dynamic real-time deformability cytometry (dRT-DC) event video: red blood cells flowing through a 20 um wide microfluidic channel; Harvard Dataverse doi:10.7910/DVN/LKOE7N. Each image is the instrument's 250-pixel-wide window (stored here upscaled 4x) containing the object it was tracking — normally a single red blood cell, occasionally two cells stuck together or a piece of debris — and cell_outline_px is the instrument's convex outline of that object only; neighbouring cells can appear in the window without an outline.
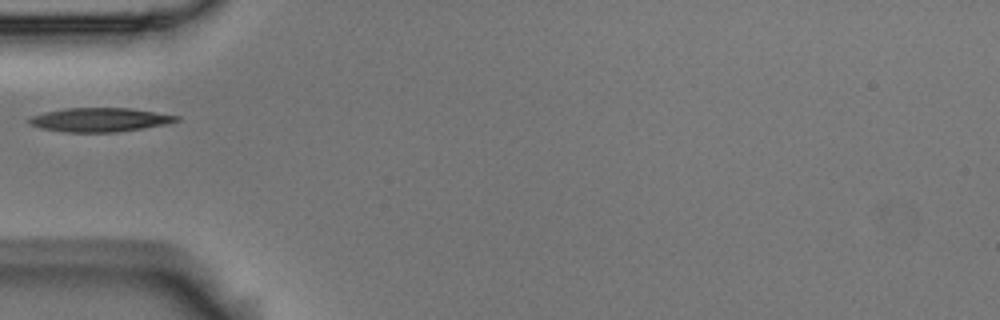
{"species": "Egyptian fruit bat (a non-hibernating species)", "species_latin": "Rousettus aegyptiacus", "temperature_condition": "room temperature", "stored_images_in_passage": 38, "camera_frame_rate_fps": 3000, "um_per_image_px": 0.085, "animal": {"sex": "male"}, "frame": {"image": 1, "passage_image": 1, "time_ms": 0.0, "image_size_px": [1000, 320], "cell_outline_px": [[180, 120], [168, 124], [116, 132], [64, 132], [40, 128], [28, 124], [28, 120], [32, 116], [44, 112], [64, 108], [132, 108], [180, 116]], "centroid_in_image_um": [8.48, 10.18], "position_along_channel_um": 76.5, "area_um2": 20.63}}
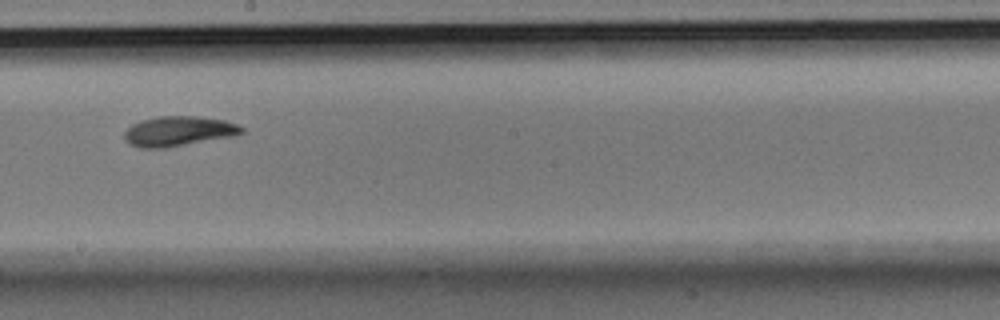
{"frame": {"image": 2, "passage_image": 14, "time_ms": 4.333, "image_size_px": [1000, 320], "cell_outline_px": [[244, 132], [236, 136], [164, 148], [140, 148], [128, 144], [124, 140], [124, 132], [132, 124], [140, 120], [160, 116], [196, 116], [224, 120], [236, 124], [244, 128]], "centroid_in_image_um": [15.16, 11.16], "position_along_channel_um": 233.0, "area_um2": 20.63}}
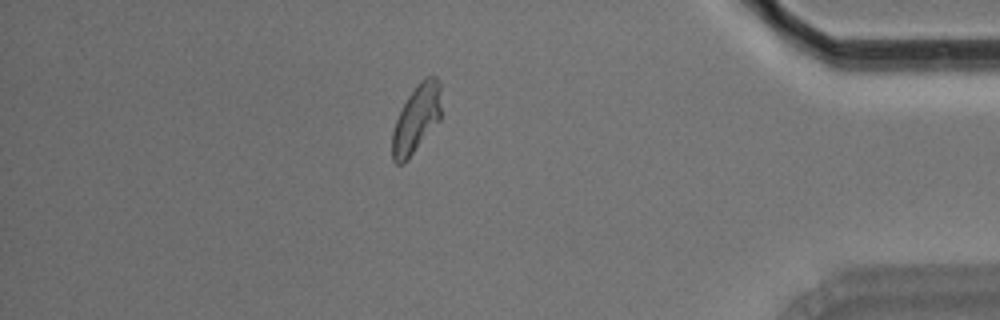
{"frame": {"image": 3, "passage_image": 31, "time_ms": 10.0, "image_size_px": [1000, 320], "cell_outline_px": [[440, 120], [404, 164], [396, 164], [392, 160], [392, 132], [396, 120], [408, 96], [420, 80], [424, 76], [436, 76], [440, 84]], "centroid_in_image_um": [35.39, 10.1], "position_along_channel_um": 399.8, "area_um2": 19.31}}